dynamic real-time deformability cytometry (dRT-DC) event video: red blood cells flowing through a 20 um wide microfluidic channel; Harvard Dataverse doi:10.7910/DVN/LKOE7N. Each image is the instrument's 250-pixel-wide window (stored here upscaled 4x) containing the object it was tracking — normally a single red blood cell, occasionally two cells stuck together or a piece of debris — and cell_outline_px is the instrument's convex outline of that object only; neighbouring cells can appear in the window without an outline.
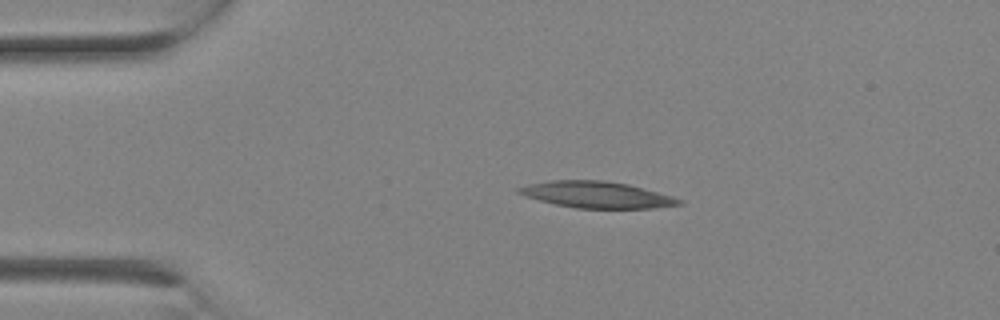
{"species": "Egyptian fruit bat (a non-hibernating species)", "species_latin": "Rousettus aegyptiacus", "temperature_condition": "room temperature", "stored_images_in_passage": 1, "camera_frame_rate_fps": 3000, "um_per_image_px": 0.085, "animal": {"sex": "female"}, "frame": {"image": 1, "passage_image": 1, "time_ms": 0.0, "image_size_px": [1000, 320], "cell_outline_px": [[684, 204], [652, 208], [576, 208], [556, 204], [524, 196], [516, 192], [516, 188], [528, 184], [552, 180], [604, 180], [628, 184], [672, 196], [684, 200]], "centroid_in_image_um": [50.72, 16.54], "position_along_channel_um": 34.3, "area_um2": 24.62}}